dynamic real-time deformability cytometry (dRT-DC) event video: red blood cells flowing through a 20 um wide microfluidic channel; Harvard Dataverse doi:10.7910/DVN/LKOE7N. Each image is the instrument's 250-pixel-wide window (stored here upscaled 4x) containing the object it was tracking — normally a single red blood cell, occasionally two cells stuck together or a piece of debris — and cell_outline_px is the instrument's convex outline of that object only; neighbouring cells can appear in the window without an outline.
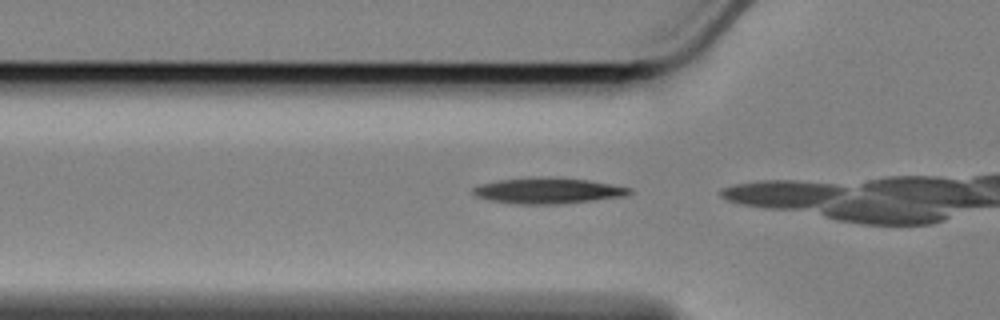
{"species": "Egyptian fruit bat (a non-hibernating species)", "species_latin": "Rousettus aegyptiacus", "temperature_condition": "cold", "stored_images_in_passage": 4, "camera_frame_rate_fps": 3000, "um_per_image_px": 0.085, "animal": {"sex": "female"}, "frame": {"image": 1, "passage_image": 2, "time_ms": 0.333, "image_size_px": [1000, 320], "cell_outline_px": [[632, 192], [628, 196], [592, 200], [552, 204], [516, 204], [488, 200], [476, 196], [472, 192], [472, 188], [480, 184], [500, 180], [540, 176], [588, 180], [632, 188]], "centroid_in_image_um": [46.56, 16.2], "position_along_channel_um": 79.2, "area_um2": 23.47}}